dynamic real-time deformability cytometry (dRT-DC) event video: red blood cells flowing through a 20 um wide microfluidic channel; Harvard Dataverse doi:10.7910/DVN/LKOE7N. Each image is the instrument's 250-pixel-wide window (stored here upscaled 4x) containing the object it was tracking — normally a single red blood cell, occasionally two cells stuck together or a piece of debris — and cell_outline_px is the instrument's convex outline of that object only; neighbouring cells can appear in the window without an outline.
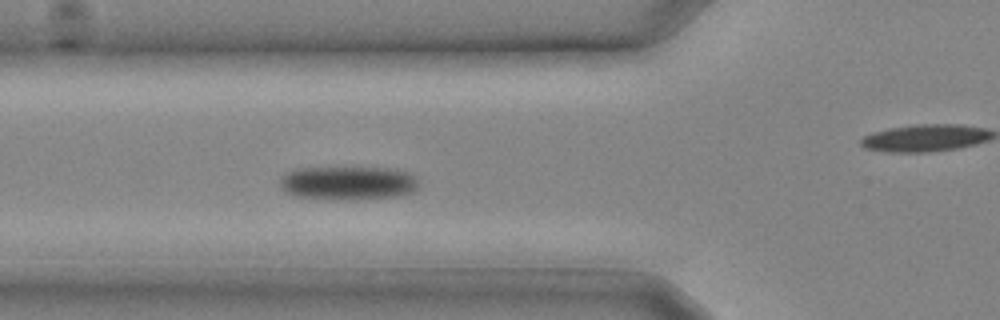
{"species": "common noctule bat (a hibernating species)", "species_latin": "Nyctalus noctula", "temperature_condition": "cold", "stored_images_in_passage": 10, "camera_frame_rate_fps": 3000, "um_per_image_px": 0.085, "animal": {"sex": "male", "body_mass_g": 20.4}, "frame": {"image": 1, "passage_image": 9, "time_ms": 2.667, "image_size_px": [1000, 320], "cell_outline_px": [[420, 184], [412, 192], [400, 196], [332, 200], [292, 196], [280, 184], [280, 176], [292, 168], [388, 168], [408, 172], [416, 176]], "centroid_in_image_um": [29.57, 15.55], "position_along_channel_um": 96.2, "area_um2": 27.4}}